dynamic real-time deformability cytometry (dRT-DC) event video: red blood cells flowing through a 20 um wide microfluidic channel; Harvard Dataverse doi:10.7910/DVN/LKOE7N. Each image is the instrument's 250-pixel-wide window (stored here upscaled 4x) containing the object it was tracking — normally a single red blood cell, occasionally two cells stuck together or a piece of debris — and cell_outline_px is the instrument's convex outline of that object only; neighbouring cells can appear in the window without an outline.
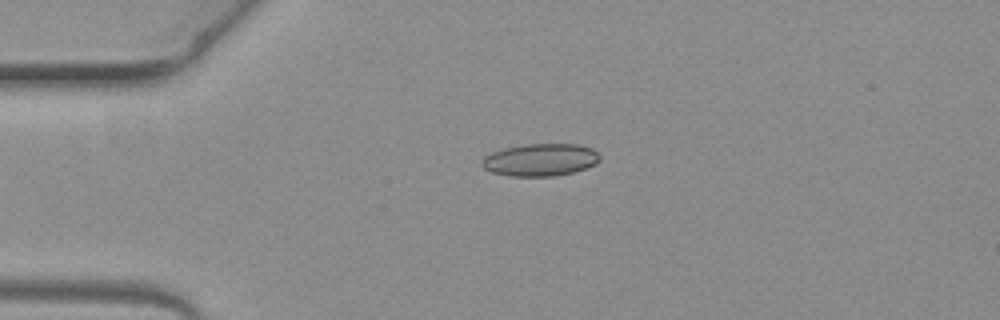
{"species": "common noctule bat (a hibernating species)", "species_latin": "Nyctalus noctula", "temperature_condition": "warm", "stored_images_in_passage": 2, "camera_frame_rate_fps": 3000, "um_per_image_px": 0.085, "animal": {"sex": "female", "body_mass_g": 19.3, "forearm_length_mm": 54.1}, "frame": {"image": 1, "passage_image": 1, "time_ms": 0.0, "image_size_px": [1000, 320], "cell_outline_px": [[600, 160], [596, 164], [572, 172], [552, 176], [508, 176], [492, 172], [484, 168], [480, 164], [480, 160], [484, 156], [492, 152], [504, 148], [524, 144], [576, 144], [592, 148], [600, 156]], "centroid_in_image_um": [45.89, 13.58], "position_along_channel_um": 39.1, "area_um2": 22.31}}